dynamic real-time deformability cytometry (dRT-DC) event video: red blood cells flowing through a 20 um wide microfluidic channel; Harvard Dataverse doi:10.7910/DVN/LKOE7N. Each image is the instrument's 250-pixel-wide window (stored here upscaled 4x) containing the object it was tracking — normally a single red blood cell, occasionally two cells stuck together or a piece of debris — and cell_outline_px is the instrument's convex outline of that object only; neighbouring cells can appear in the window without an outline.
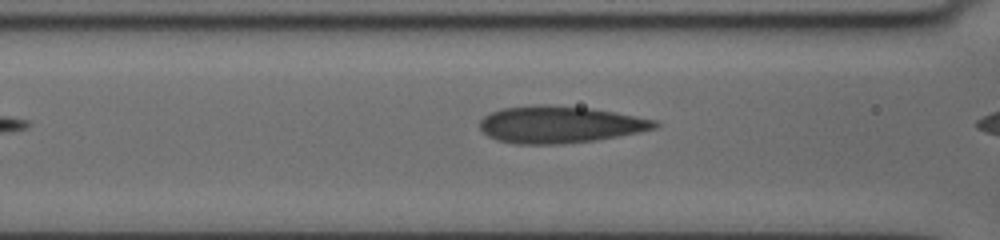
{"species": "human", "species_latin": "Homo sapiens", "temperature_condition": "cold", "stored_images_in_passage": 7, "camera_frame_rate_fps": 3000, "um_per_image_px": 0.085, "donor": {"sex": "female"}, "frame": {"image": 1, "passage_image": 6, "time_ms": 2.333, "image_size_px": [1000, 240], "cell_outline_px": [[660, 124], [656, 128], [596, 140], [560, 144], [516, 144], [496, 140], [488, 136], [480, 128], [480, 120], [484, 116], [492, 112], [504, 108], [588, 108], [612, 112], [656, 120]], "centroid_in_image_um": [47.58, 10.64], "position_along_channel_um": 119.0, "area_um2": 36.01}}